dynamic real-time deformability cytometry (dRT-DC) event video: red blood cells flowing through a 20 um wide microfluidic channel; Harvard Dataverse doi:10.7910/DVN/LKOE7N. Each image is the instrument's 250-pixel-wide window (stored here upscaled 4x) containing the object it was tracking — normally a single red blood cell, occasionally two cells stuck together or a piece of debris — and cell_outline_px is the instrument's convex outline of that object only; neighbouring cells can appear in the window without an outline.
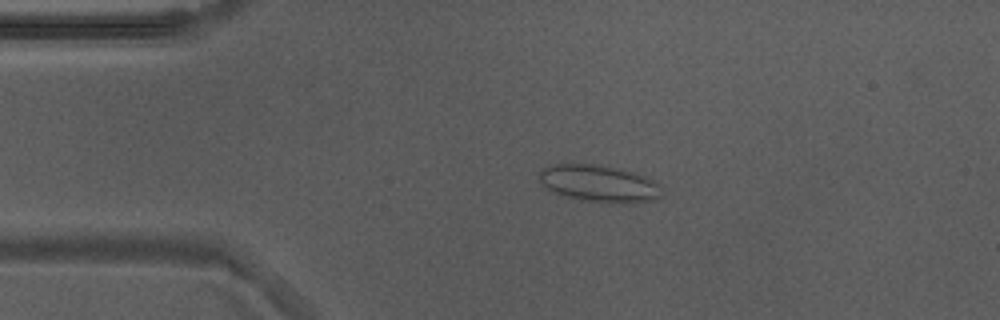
{"species": "Egyptian fruit bat (a non-hibernating species)", "species_latin": "Rousettus aegyptiacus", "temperature_condition": "warm", "stored_images_in_passage": 53, "camera_frame_rate_fps": 3000, "um_per_image_px": 0.085, "animal": {"sex": "male"}, "frame": {"image": 1, "passage_image": 11, "time_ms": 3.333, "image_size_px": [1000, 320], "cell_outline_px": [[664, 188], [660, 196], [656, 200], [628, 204], [612, 204], [580, 200], [564, 196], [548, 188], [540, 180], [540, 172], [548, 164], [596, 164], [636, 172], [656, 180]], "centroid_in_image_um": [51.03, 15.62], "position_along_channel_um": 34.0, "area_um2": 26.93}}
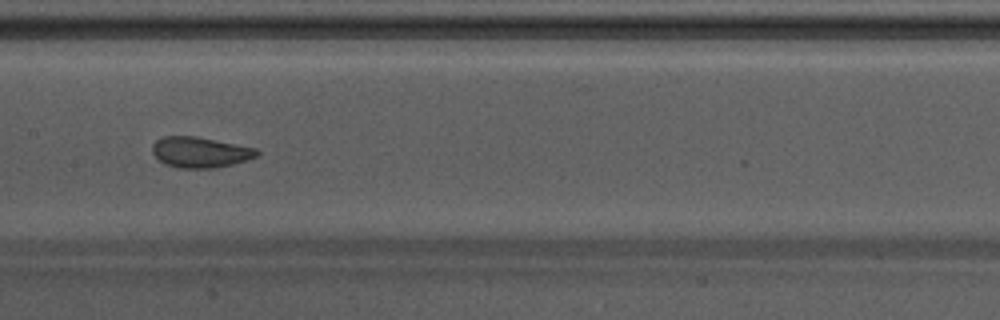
{"frame": {"image": 2, "passage_image": 26, "time_ms": 8.333, "image_size_px": [1000, 320], "cell_outline_px": [[260, 152], [256, 156], [232, 164], [212, 168], [180, 168], [164, 164], [152, 152], [152, 144], [156, 140], [164, 136], [196, 136], [256, 148]], "centroid_in_image_um": [16.98, 12.93], "position_along_channel_um": 190.4, "area_um2": 18.5}}
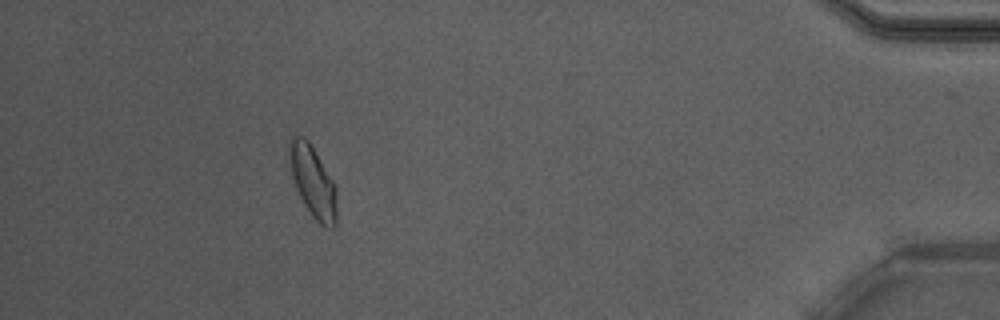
{"frame": {"image": 3, "passage_image": 48, "time_ms": 15.667, "image_size_px": [1000, 320], "cell_outline_px": [[336, 224], [332, 228], [328, 228], [320, 224], [312, 216], [304, 204], [296, 188], [292, 176], [288, 156], [288, 140], [292, 136], [304, 136], [308, 140], [336, 184]], "centroid_in_image_um": [26.59, 15.41], "position_along_channel_um": 408.6, "area_um2": 19.88}, "authors_computed_cell_mechanics": {"area_um2": 19.5942, "velocity_mm_per_s": 3.8309, "shape_relaxation_time_tau1_ms": 2.1928, "shape_relaxation_time_tau2_ms": 0.9708, "deformation_change_tau1": 0.0644, "deformation_change_tau2": 0.0542}}